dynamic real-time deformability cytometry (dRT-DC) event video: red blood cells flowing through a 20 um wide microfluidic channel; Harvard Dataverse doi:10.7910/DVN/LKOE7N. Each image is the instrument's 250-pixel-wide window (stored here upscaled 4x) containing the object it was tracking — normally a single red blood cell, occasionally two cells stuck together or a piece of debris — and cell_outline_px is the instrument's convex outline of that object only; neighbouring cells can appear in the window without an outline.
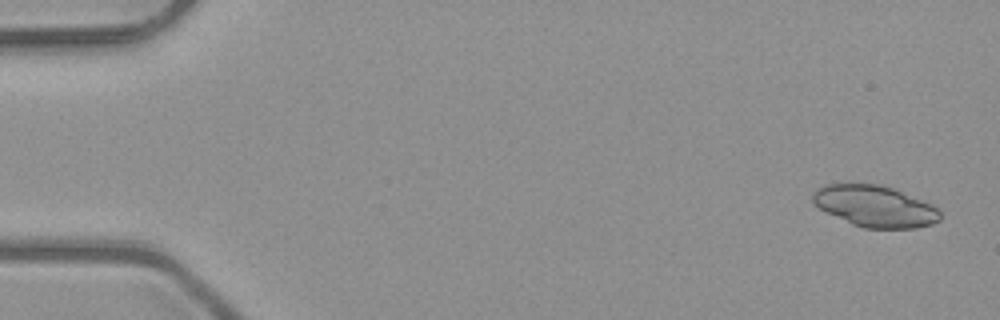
{"species": "common noctule bat (a hibernating species)", "species_latin": "Nyctalus noctula", "temperature_condition": "room temperature", "stored_images_in_passage": 4, "camera_frame_rate_fps": 3000, "um_per_image_px": 0.085, "animal": {"sex": "male", "body_mass_g": 23.1, "forearm_length_mm": 52.7}, "frame": {"image": 1, "passage_image": 1, "time_ms": 0.0, "image_size_px": [1000, 320], "cell_outline_px": [[940, 220], [932, 224], [916, 228], [864, 228], [852, 224], [812, 204], [812, 196], [816, 188], [824, 184], [880, 184], [892, 188], [932, 204], [940, 212]], "centroid_in_image_um": [74.36, 17.53], "position_along_channel_um": 10.6, "area_um2": 30.52}}